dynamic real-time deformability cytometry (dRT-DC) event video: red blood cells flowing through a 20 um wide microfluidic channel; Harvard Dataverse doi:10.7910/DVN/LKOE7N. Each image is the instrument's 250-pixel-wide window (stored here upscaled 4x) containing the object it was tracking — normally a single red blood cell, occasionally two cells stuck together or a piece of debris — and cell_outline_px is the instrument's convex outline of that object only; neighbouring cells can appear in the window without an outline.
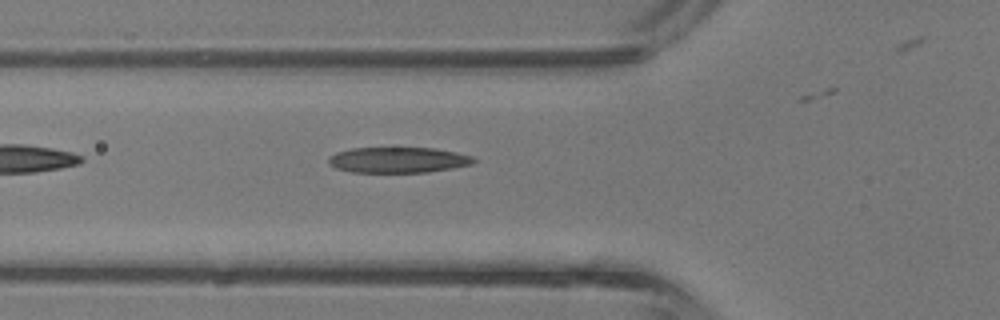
{"species": "common noctule bat (a hibernating species)", "species_latin": "Nyctalus noctula", "temperature_condition": "room temperature", "stored_images_in_passage": 4, "camera_frame_rate_fps": 3000, "um_per_image_px": 0.085, "animal": {"sex": "male", "body_mass_g": 13.3}, "frame": {"image": 1, "passage_image": 4, "time_ms": 1.0, "image_size_px": [1000, 320], "cell_outline_px": [[476, 160], [472, 164], [452, 168], [428, 172], [352, 172], [336, 168], [328, 164], [328, 156], [336, 152], [352, 148], [432, 148], [456, 152], [472, 156]], "centroid_in_image_um": [33.81, 13.59], "position_along_channel_um": 92.0, "area_um2": 21.68}}